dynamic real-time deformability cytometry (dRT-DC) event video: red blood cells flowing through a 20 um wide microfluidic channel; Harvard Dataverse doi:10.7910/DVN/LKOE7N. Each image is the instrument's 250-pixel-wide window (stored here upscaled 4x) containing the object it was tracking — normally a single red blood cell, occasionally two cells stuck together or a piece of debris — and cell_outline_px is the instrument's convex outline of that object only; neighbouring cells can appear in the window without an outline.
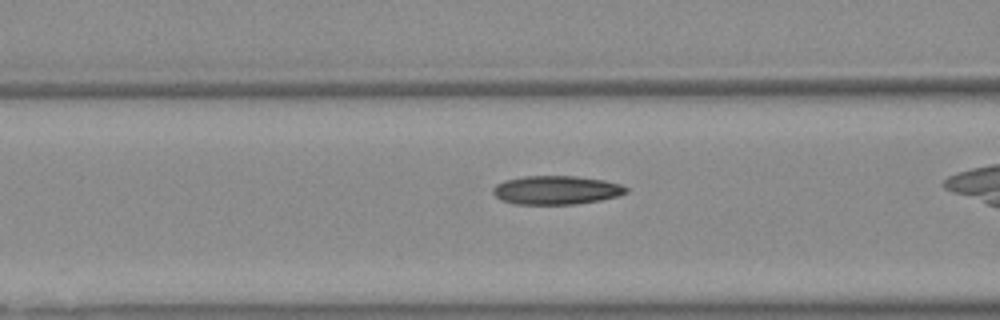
{"species": "Egyptian fruit bat (a non-hibernating species)", "species_latin": "Rousettus aegyptiacus", "temperature_condition": "warm", "stored_images_in_passage": 27, "camera_frame_rate_fps": 3000, "um_per_image_px": 0.085, "animal": {"sex": "female"}, "frame": {"image": 1, "passage_image": 7, "time_ms": 2.0, "image_size_px": [1000, 320], "cell_outline_px": [[628, 192], [616, 196], [600, 200], [576, 204], [516, 204], [500, 200], [492, 192], [492, 188], [496, 184], [504, 180], [524, 176], [576, 176], [604, 180], [620, 184], [628, 188]], "centroid_in_image_um": [47.26, 16.15], "position_along_channel_um": 119.3, "area_um2": 22.31}}
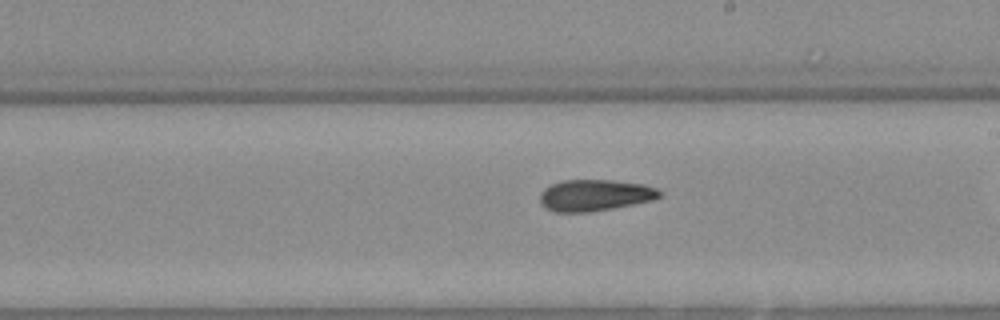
{"frame": {"image": 2, "passage_image": 16, "time_ms": 5.0, "image_size_px": [1000, 320], "cell_outline_px": [[660, 196], [652, 200], [612, 208], [588, 212], [552, 212], [544, 208], [540, 204], [540, 192], [544, 188], [560, 180], [612, 180], [640, 184], [656, 188], [660, 192]], "centroid_in_image_um": [50.47, 16.6], "position_along_channel_um": 238.5, "area_um2": 21.85}}
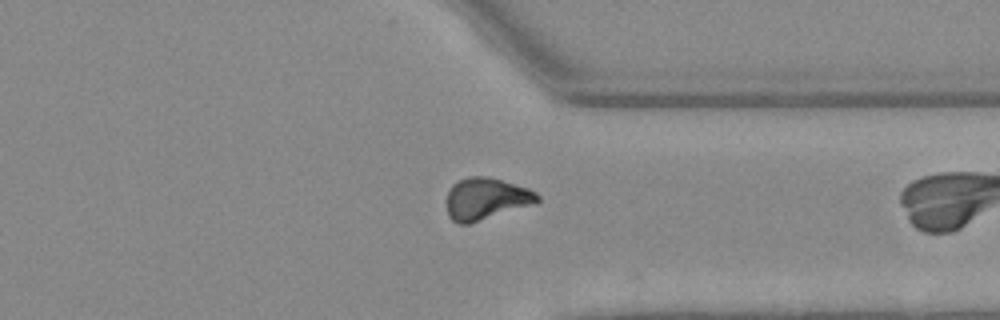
{"frame": {"image": 3, "passage_image": 26, "time_ms": 8.333, "image_size_px": [1000, 320], "cell_outline_px": [[540, 200], [536, 204], [468, 224], [460, 224], [452, 220], [448, 216], [448, 192], [452, 184], [468, 176], [488, 176], [528, 188], [536, 192], [540, 196]], "centroid_in_image_um": [41.35, 16.89], "position_along_channel_um": 370.1, "area_um2": 22.2}}